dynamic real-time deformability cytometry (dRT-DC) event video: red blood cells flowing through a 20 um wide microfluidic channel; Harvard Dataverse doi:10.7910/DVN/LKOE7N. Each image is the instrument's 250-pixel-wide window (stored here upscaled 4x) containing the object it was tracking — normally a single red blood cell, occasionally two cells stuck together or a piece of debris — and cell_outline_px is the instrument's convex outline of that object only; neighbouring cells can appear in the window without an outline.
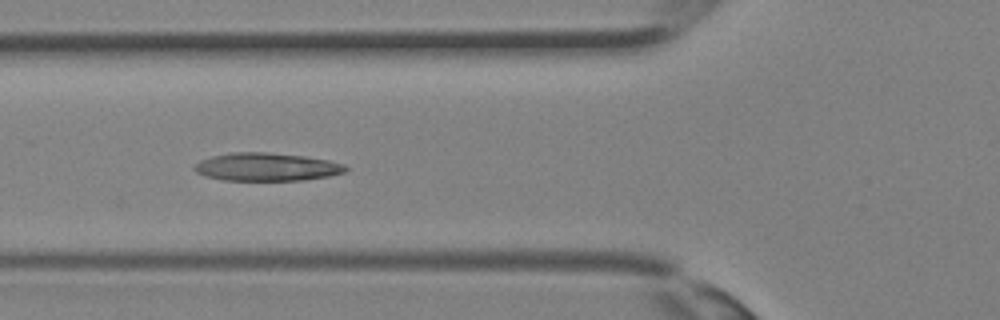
{"species": "Egyptian fruit bat (a non-hibernating species)", "species_latin": "Rousettus aegyptiacus", "temperature_condition": "room temperature", "stored_images_in_passage": 24, "camera_frame_rate_fps": 3000, "um_per_image_px": 0.085, "animal": {"sex": "female"}, "frame": {"image": 1, "passage_image": 13, "time_ms": 4.0, "image_size_px": [1000, 320], "cell_outline_px": [[348, 168], [344, 172], [328, 176], [300, 180], [224, 180], [204, 176], [196, 172], [192, 168], [200, 160], [212, 156], [232, 152], [268, 152], [304, 156], [328, 160], [344, 164]], "centroid_in_image_um": [22.63, 14.18], "position_along_channel_um": 103.2, "area_um2": 24.62}}
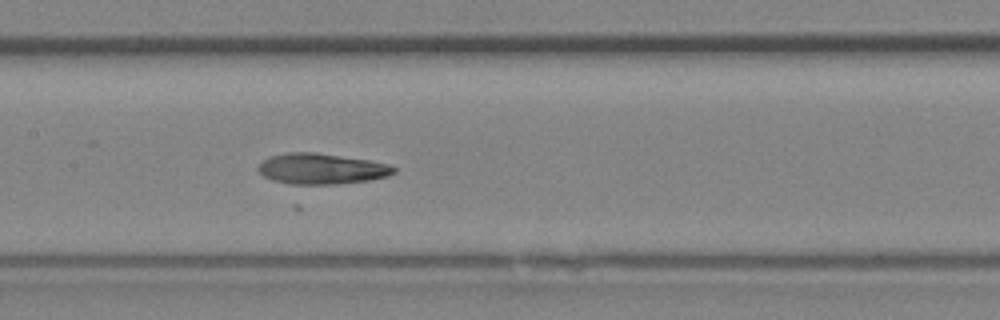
{"frame": {"image": 2, "passage_image": 17, "time_ms": 5.333, "image_size_px": [1000, 320], "cell_outline_px": [[396, 172], [388, 176], [368, 180], [332, 184], [292, 184], [272, 180], [264, 176], [256, 168], [264, 160], [272, 156], [288, 152], [312, 152], [368, 160], [388, 164], [396, 168]], "centroid_in_image_um": [27.32, 14.35], "position_along_channel_um": 180.1, "area_um2": 23.93}}